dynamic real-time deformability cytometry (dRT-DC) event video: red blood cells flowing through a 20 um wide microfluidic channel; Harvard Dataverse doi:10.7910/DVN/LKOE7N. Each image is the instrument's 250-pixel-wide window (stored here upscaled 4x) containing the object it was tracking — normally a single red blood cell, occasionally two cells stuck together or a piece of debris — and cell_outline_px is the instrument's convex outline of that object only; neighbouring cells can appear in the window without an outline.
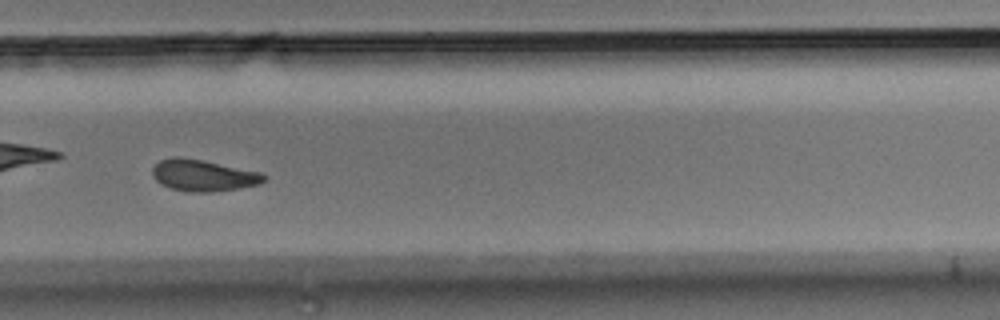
{"species": "Egyptian fruit bat (a non-hibernating species)", "species_latin": "Rousettus aegyptiacus", "temperature_condition": "room temperature", "stored_images_in_passage": 40, "camera_frame_rate_fps": 3000, "um_per_image_px": 0.085, "animal": {"sex": "male"}, "frame": {"image": 1, "passage_image": 23, "time_ms": 7.333, "image_size_px": [1000, 320], "cell_outline_px": [[268, 176], [260, 184], [236, 188], [208, 192], [188, 192], [172, 188], [156, 180], [152, 176], [152, 168], [160, 160], [176, 156], [180, 156], [204, 160], [260, 172]], "centroid_in_image_um": [17.27, 14.89], "position_along_channel_um": 312.5, "area_um2": 20.35}, "authors_computed_cell_mechanics": {"area_um2": 20.5479, "velocity_mm_per_s": 3.7389, "shape_relaxation_time_tau1_ms": 7.3465, "shape_relaxation_time_tau2_ms": 7.1398, "deformation_change_tau1": 0.1659, "deformation_change_tau2": 0.1485}}